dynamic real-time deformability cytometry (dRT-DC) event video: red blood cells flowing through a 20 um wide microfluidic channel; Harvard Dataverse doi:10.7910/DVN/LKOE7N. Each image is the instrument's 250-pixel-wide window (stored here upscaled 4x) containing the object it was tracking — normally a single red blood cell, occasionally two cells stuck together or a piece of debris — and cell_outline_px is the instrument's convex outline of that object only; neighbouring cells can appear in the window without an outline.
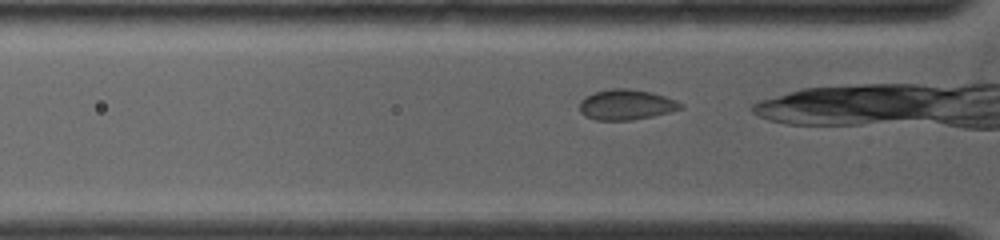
{"species": "common noctule bat (a hibernating species)", "species_latin": "Nyctalus noctula", "temperature_condition": "warm", "stored_images_in_passage": 43, "camera_frame_rate_fps": 5000, "um_per_image_px": 0.085, "animal": {"sex": "female", "body_mass_g": 19.0, "forearm_length_mm": 53.3}, "frame": {"image": 1, "passage_image": 4, "time_ms": 0.6, "image_size_px": [1000, 240], "cell_outline_px": [[684, 108], [672, 112], [632, 120], [596, 120], [584, 116], [580, 112], [580, 100], [584, 96], [596, 92], [612, 88], [628, 88], [652, 92], [676, 100], [684, 104]], "centroid_in_image_um": [53.24, 8.9], "position_along_channel_um": 72.6, "area_um2": 18.09}}
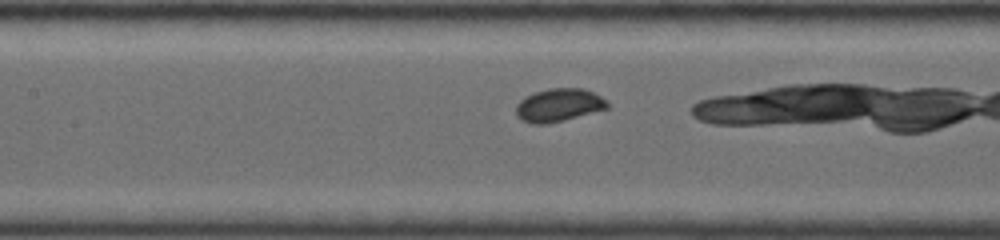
{"frame": {"image": 2, "passage_image": 15, "time_ms": 2.8, "image_size_px": [1000, 240], "cell_outline_px": [[608, 108], [548, 124], [532, 124], [516, 116], [516, 104], [524, 96], [548, 88], [584, 88], [608, 100]], "centroid_in_image_um": [47.48, 8.92], "position_along_channel_um": 159.9, "area_um2": 17.57}}
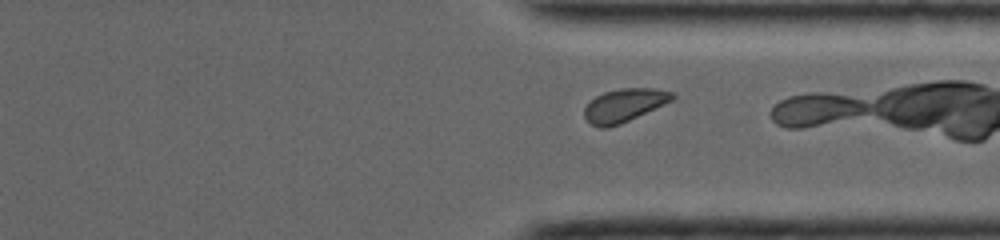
{"frame": {"image": 3, "passage_image": 40, "time_ms": 7.8, "image_size_px": [1000, 240], "cell_outline_px": [[676, 96], [672, 100], [664, 104], [620, 124], [604, 128], [600, 128], [592, 124], [584, 116], [584, 108], [596, 96], [604, 92], [620, 88], [656, 88], [672, 92]], "centroid_in_image_um": [53.06, 8.93], "position_along_channel_um": 358.3, "area_um2": 16.76}}